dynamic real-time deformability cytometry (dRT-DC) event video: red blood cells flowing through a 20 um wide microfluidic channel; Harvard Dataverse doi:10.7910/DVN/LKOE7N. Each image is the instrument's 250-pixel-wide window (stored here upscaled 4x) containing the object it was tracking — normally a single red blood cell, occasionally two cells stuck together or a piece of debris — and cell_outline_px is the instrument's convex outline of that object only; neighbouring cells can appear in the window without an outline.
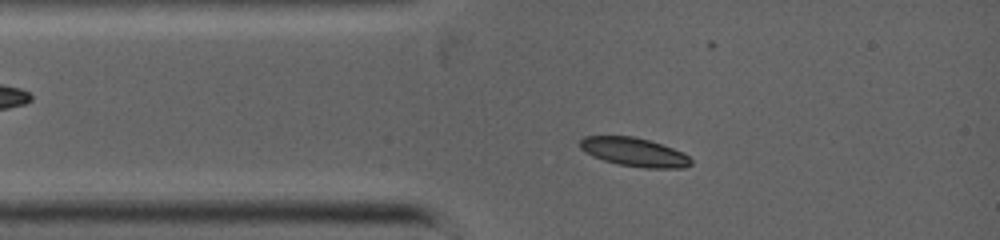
{"species": "common noctule bat (a hibernating species)", "species_latin": "Nyctalus noctula", "temperature_condition": "warm", "stored_images_in_passage": 49, "camera_frame_rate_fps": 5000, "um_per_image_px": 0.085, "animal": {"sex": "female", "body_mass_g": 19.0, "forearm_length_mm": 53.3}, "frame": {"image": 1, "passage_image": 6, "time_ms": 1.4, "image_size_px": [1000, 240], "cell_outline_px": [[692, 164], [684, 168], [644, 168], [616, 164], [592, 156], [584, 152], [580, 148], [580, 140], [584, 136], [632, 136], [648, 140], [684, 152], [692, 160]], "centroid_in_image_um": [53.91, 12.94], "position_along_channel_um": 31.1, "area_um2": 18.61}}
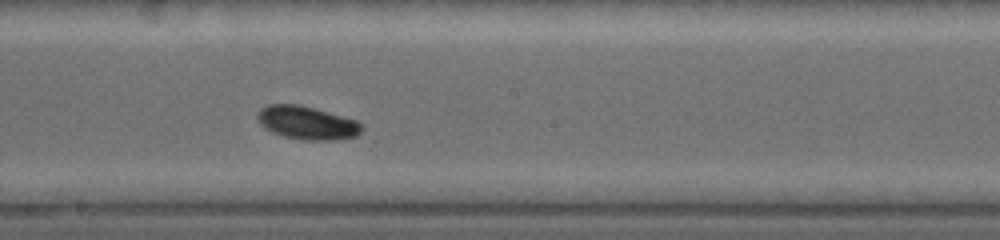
{"frame": {"image": 2, "passage_image": 28, "time_ms": 5.6, "image_size_px": [1000, 240], "cell_outline_px": [[364, 128], [356, 136], [336, 140], [304, 140], [284, 136], [272, 132], [264, 128], [260, 124], [256, 116], [256, 112], [260, 108], [268, 104], [300, 104], [356, 120], [364, 124]], "centroid_in_image_um": [26.08, 10.43], "position_along_channel_um": 222.1, "area_um2": 20.4}}
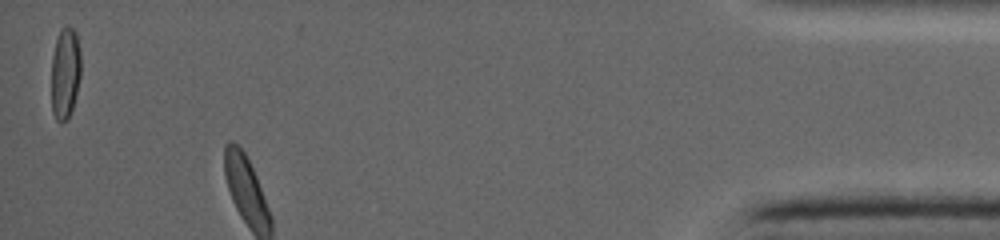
{"frame": {"image": 3, "passage_image": 48, "time_ms": 11.0, "image_size_px": [1000, 240], "cell_outline_px": [[80, 76], [72, 108], [68, 120], [60, 124], [56, 120], [52, 112], [52, 56], [56, 40], [60, 28], [64, 24], [68, 24], [76, 32], [80, 52]], "centroid_in_image_um": [5.53, 6.19], "position_along_channel_um": 429.7, "area_um2": 15.9}}